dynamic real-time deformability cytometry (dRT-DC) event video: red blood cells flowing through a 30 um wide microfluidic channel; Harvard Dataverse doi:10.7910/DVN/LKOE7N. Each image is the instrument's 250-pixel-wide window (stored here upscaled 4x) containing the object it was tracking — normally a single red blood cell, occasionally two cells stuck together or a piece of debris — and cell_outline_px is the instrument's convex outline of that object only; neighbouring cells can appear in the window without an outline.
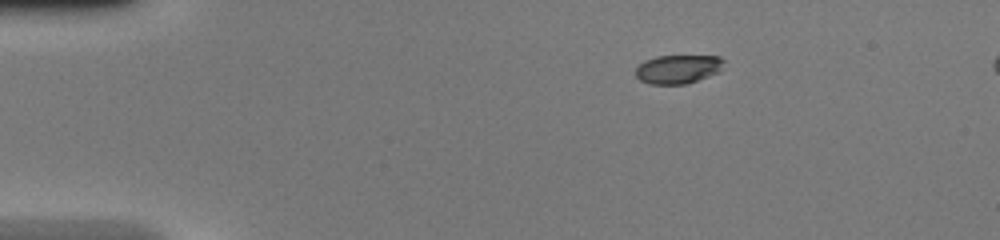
{"species": "common noctule bat (a hibernating species)", "species_latin": "Nyctalus noctula", "temperature_condition": "warm", "stored_images_in_passage": 41, "camera_frame_rate_fps": 3000, "um_per_image_px": 0.085, "animal": {"sex": "female", "body_mass_g": 20.0, "forearm_length_mm": 54.0}, "frame": {"image": 1, "passage_image": 1, "time_ms": 0.0, "image_size_px": [1000, 240], "cell_outline_px": [[724, 60], [720, 68], [716, 72], [708, 76], [688, 84], [648, 84], [640, 80], [636, 76], [636, 68], [644, 60], [656, 56], [720, 56]], "centroid_in_image_um": [57.58, 5.88], "position_along_channel_um": 27.4, "area_um2": 14.68}}
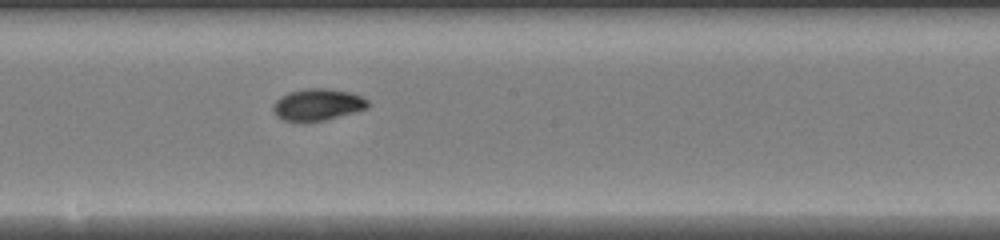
{"frame": {"image": 2, "passage_image": 20, "time_ms": 6.333, "image_size_px": [1000, 240], "cell_outline_px": [[368, 108], [324, 120], [284, 120], [276, 116], [272, 108], [276, 100], [280, 96], [288, 92], [308, 88], [328, 88], [352, 92], [368, 100]], "centroid_in_image_um": [27.0, 8.86], "position_along_channel_um": 221.2, "area_um2": 17.28}}
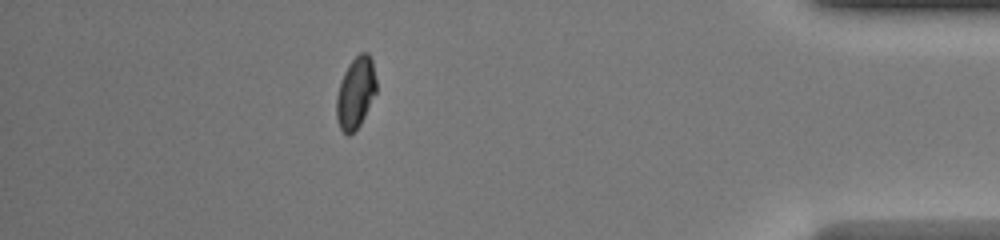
{"frame": {"image": 3, "passage_image": 36, "time_ms": 11.667, "image_size_px": [1000, 240], "cell_outline_px": [[376, 92], [360, 124], [348, 136], [340, 128], [336, 120], [336, 96], [344, 72], [348, 64], [360, 52], [368, 52], [372, 60], [376, 80]], "centroid_in_image_um": [30.22, 7.87], "position_along_channel_um": 405.0, "area_um2": 16.47}, "authors_computed_cell_mechanics": {"area_um2": 16.6464, "velocity_mm_per_s": 4.2589, "shape_relaxation_time_tau1_ms": 2.6025, "shape_relaxation_time_tau2_ms": 1.6406, "deformation_change_tau1": 0.1597, "deformation_change_tau2": 0.0505}}